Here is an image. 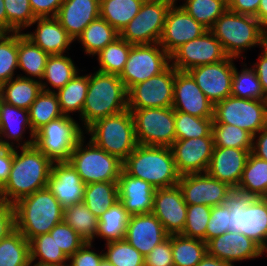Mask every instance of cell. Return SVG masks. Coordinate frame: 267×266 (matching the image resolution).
<instances>
[{"label": "cell", "instance_id": "1", "mask_svg": "<svg viewBox=\"0 0 267 266\" xmlns=\"http://www.w3.org/2000/svg\"><path fill=\"white\" fill-rule=\"evenodd\" d=\"M52 163L35 145L13 148L9 178L0 189V197L14 205L20 199L47 187Z\"/></svg>", "mask_w": 267, "mask_h": 266}, {"label": "cell", "instance_id": "2", "mask_svg": "<svg viewBox=\"0 0 267 266\" xmlns=\"http://www.w3.org/2000/svg\"><path fill=\"white\" fill-rule=\"evenodd\" d=\"M228 57L245 60L251 48L267 44V30L255 16L238 14L227 9L210 29ZM245 52V53H244Z\"/></svg>", "mask_w": 267, "mask_h": 266}, {"label": "cell", "instance_id": "3", "mask_svg": "<svg viewBox=\"0 0 267 266\" xmlns=\"http://www.w3.org/2000/svg\"><path fill=\"white\" fill-rule=\"evenodd\" d=\"M127 109V89L118 75L97 70L89 73L87 95L78 119L84 131L95 121Z\"/></svg>", "mask_w": 267, "mask_h": 266}, {"label": "cell", "instance_id": "4", "mask_svg": "<svg viewBox=\"0 0 267 266\" xmlns=\"http://www.w3.org/2000/svg\"><path fill=\"white\" fill-rule=\"evenodd\" d=\"M13 209L15 229L29 242L63 221L64 208L47 187L20 199Z\"/></svg>", "mask_w": 267, "mask_h": 266}, {"label": "cell", "instance_id": "5", "mask_svg": "<svg viewBox=\"0 0 267 266\" xmlns=\"http://www.w3.org/2000/svg\"><path fill=\"white\" fill-rule=\"evenodd\" d=\"M123 170L155 189L175 186L180 180L173 153L167 146L137 145L123 162Z\"/></svg>", "mask_w": 267, "mask_h": 266}, {"label": "cell", "instance_id": "6", "mask_svg": "<svg viewBox=\"0 0 267 266\" xmlns=\"http://www.w3.org/2000/svg\"><path fill=\"white\" fill-rule=\"evenodd\" d=\"M84 135L90 136L87 139L122 162L138 145L129 109L95 121L84 131Z\"/></svg>", "mask_w": 267, "mask_h": 266}, {"label": "cell", "instance_id": "7", "mask_svg": "<svg viewBox=\"0 0 267 266\" xmlns=\"http://www.w3.org/2000/svg\"><path fill=\"white\" fill-rule=\"evenodd\" d=\"M230 209V231L240 232L267 250V202L236 189L225 199Z\"/></svg>", "mask_w": 267, "mask_h": 266}, {"label": "cell", "instance_id": "8", "mask_svg": "<svg viewBox=\"0 0 267 266\" xmlns=\"http://www.w3.org/2000/svg\"><path fill=\"white\" fill-rule=\"evenodd\" d=\"M87 185L95 182L118 181L123 162L97 147L83 136L74 147L68 160Z\"/></svg>", "mask_w": 267, "mask_h": 266}, {"label": "cell", "instance_id": "9", "mask_svg": "<svg viewBox=\"0 0 267 266\" xmlns=\"http://www.w3.org/2000/svg\"><path fill=\"white\" fill-rule=\"evenodd\" d=\"M83 136L79 122L74 117L62 115L35 133L34 145L52 162L68 161Z\"/></svg>", "mask_w": 267, "mask_h": 266}, {"label": "cell", "instance_id": "10", "mask_svg": "<svg viewBox=\"0 0 267 266\" xmlns=\"http://www.w3.org/2000/svg\"><path fill=\"white\" fill-rule=\"evenodd\" d=\"M213 123L234 125L254 136L267 126V100L230 95L214 105Z\"/></svg>", "mask_w": 267, "mask_h": 266}, {"label": "cell", "instance_id": "11", "mask_svg": "<svg viewBox=\"0 0 267 266\" xmlns=\"http://www.w3.org/2000/svg\"><path fill=\"white\" fill-rule=\"evenodd\" d=\"M139 145L170 147L176 140L175 111L169 108L129 109Z\"/></svg>", "mask_w": 267, "mask_h": 266}, {"label": "cell", "instance_id": "12", "mask_svg": "<svg viewBox=\"0 0 267 266\" xmlns=\"http://www.w3.org/2000/svg\"><path fill=\"white\" fill-rule=\"evenodd\" d=\"M172 3L165 0H144L138 14L123 28L119 36L130 44L159 43Z\"/></svg>", "mask_w": 267, "mask_h": 266}, {"label": "cell", "instance_id": "13", "mask_svg": "<svg viewBox=\"0 0 267 266\" xmlns=\"http://www.w3.org/2000/svg\"><path fill=\"white\" fill-rule=\"evenodd\" d=\"M170 65V55L155 44L132 45L119 78L127 91L134 85L160 74Z\"/></svg>", "mask_w": 267, "mask_h": 266}, {"label": "cell", "instance_id": "14", "mask_svg": "<svg viewBox=\"0 0 267 266\" xmlns=\"http://www.w3.org/2000/svg\"><path fill=\"white\" fill-rule=\"evenodd\" d=\"M175 73L170 64L160 74L132 86L127 91L128 109L172 107Z\"/></svg>", "mask_w": 267, "mask_h": 266}, {"label": "cell", "instance_id": "15", "mask_svg": "<svg viewBox=\"0 0 267 266\" xmlns=\"http://www.w3.org/2000/svg\"><path fill=\"white\" fill-rule=\"evenodd\" d=\"M227 57L221 43L208 30L202 36L177 48L170 55V64L176 70L189 71L200 65L218 63Z\"/></svg>", "mask_w": 267, "mask_h": 266}, {"label": "cell", "instance_id": "16", "mask_svg": "<svg viewBox=\"0 0 267 266\" xmlns=\"http://www.w3.org/2000/svg\"><path fill=\"white\" fill-rule=\"evenodd\" d=\"M178 186L187 205L217 206L225 203L232 192L229 184L211 177L207 172L180 176Z\"/></svg>", "mask_w": 267, "mask_h": 266}, {"label": "cell", "instance_id": "17", "mask_svg": "<svg viewBox=\"0 0 267 266\" xmlns=\"http://www.w3.org/2000/svg\"><path fill=\"white\" fill-rule=\"evenodd\" d=\"M235 60L238 59L227 57L218 63L200 65L188 71L213 105L231 95Z\"/></svg>", "mask_w": 267, "mask_h": 266}, {"label": "cell", "instance_id": "18", "mask_svg": "<svg viewBox=\"0 0 267 266\" xmlns=\"http://www.w3.org/2000/svg\"><path fill=\"white\" fill-rule=\"evenodd\" d=\"M206 31L208 29L189 15L182 6L172 4L166 15L159 44L171 55L181 45L202 36Z\"/></svg>", "mask_w": 267, "mask_h": 266}, {"label": "cell", "instance_id": "19", "mask_svg": "<svg viewBox=\"0 0 267 266\" xmlns=\"http://www.w3.org/2000/svg\"><path fill=\"white\" fill-rule=\"evenodd\" d=\"M213 137L175 140L170 146L180 175L207 171L214 150Z\"/></svg>", "mask_w": 267, "mask_h": 266}, {"label": "cell", "instance_id": "20", "mask_svg": "<svg viewBox=\"0 0 267 266\" xmlns=\"http://www.w3.org/2000/svg\"><path fill=\"white\" fill-rule=\"evenodd\" d=\"M152 213L161 222L168 235L182 233L187 218V204L178 184L156 189Z\"/></svg>", "mask_w": 267, "mask_h": 266}, {"label": "cell", "instance_id": "21", "mask_svg": "<svg viewBox=\"0 0 267 266\" xmlns=\"http://www.w3.org/2000/svg\"><path fill=\"white\" fill-rule=\"evenodd\" d=\"M172 108L174 111L188 113L199 118H213L214 105L188 71L176 70Z\"/></svg>", "mask_w": 267, "mask_h": 266}, {"label": "cell", "instance_id": "22", "mask_svg": "<svg viewBox=\"0 0 267 266\" xmlns=\"http://www.w3.org/2000/svg\"><path fill=\"white\" fill-rule=\"evenodd\" d=\"M206 245L208 255L232 264L265 256V251L256 242L240 232L227 231L209 240Z\"/></svg>", "mask_w": 267, "mask_h": 266}, {"label": "cell", "instance_id": "23", "mask_svg": "<svg viewBox=\"0 0 267 266\" xmlns=\"http://www.w3.org/2000/svg\"><path fill=\"white\" fill-rule=\"evenodd\" d=\"M28 132L29 138L25 137ZM34 141L35 134L32 131L28 110L0 100V144L22 148L33 146Z\"/></svg>", "mask_w": 267, "mask_h": 266}, {"label": "cell", "instance_id": "24", "mask_svg": "<svg viewBox=\"0 0 267 266\" xmlns=\"http://www.w3.org/2000/svg\"><path fill=\"white\" fill-rule=\"evenodd\" d=\"M85 186L68 161L52 163L47 188L63 208L83 202Z\"/></svg>", "mask_w": 267, "mask_h": 266}, {"label": "cell", "instance_id": "25", "mask_svg": "<svg viewBox=\"0 0 267 266\" xmlns=\"http://www.w3.org/2000/svg\"><path fill=\"white\" fill-rule=\"evenodd\" d=\"M31 27L35 28L33 32L26 30L24 36L49 55H63L71 50L74 40L56 17H38L28 28L31 30Z\"/></svg>", "mask_w": 267, "mask_h": 266}, {"label": "cell", "instance_id": "26", "mask_svg": "<svg viewBox=\"0 0 267 266\" xmlns=\"http://www.w3.org/2000/svg\"><path fill=\"white\" fill-rule=\"evenodd\" d=\"M168 236L153 213L130 215L125 239L144 257Z\"/></svg>", "mask_w": 267, "mask_h": 266}, {"label": "cell", "instance_id": "27", "mask_svg": "<svg viewBox=\"0 0 267 266\" xmlns=\"http://www.w3.org/2000/svg\"><path fill=\"white\" fill-rule=\"evenodd\" d=\"M250 153L246 149L214 147L206 172L236 189Z\"/></svg>", "mask_w": 267, "mask_h": 266}, {"label": "cell", "instance_id": "28", "mask_svg": "<svg viewBox=\"0 0 267 266\" xmlns=\"http://www.w3.org/2000/svg\"><path fill=\"white\" fill-rule=\"evenodd\" d=\"M117 183L119 201L130 215L152 213L156 189L151 184L124 170Z\"/></svg>", "mask_w": 267, "mask_h": 266}, {"label": "cell", "instance_id": "29", "mask_svg": "<svg viewBox=\"0 0 267 266\" xmlns=\"http://www.w3.org/2000/svg\"><path fill=\"white\" fill-rule=\"evenodd\" d=\"M99 8L100 0H64L56 18L76 43L83 30L100 17Z\"/></svg>", "mask_w": 267, "mask_h": 266}, {"label": "cell", "instance_id": "30", "mask_svg": "<svg viewBox=\"0 0 267 266\" xmlns=\"http://www.w3.org/2000/svg\"><path fill=\"white\" fill-rule=\"evenodd\" d=\"M49 56L25 37L23 32H18V73L20 70L23 73L18 74L19 77L41 81Z\"/></svg>", "mask_w": 267, "mask_h": 266}, {"label": "cell", "instance_id": "31", "mask_svg": "<svg viewBox=\"0 0 267 266\" xmlns=\"http://www.w3.org/2000/svg\"><path fill=\"white\" fill-rule=\"evenodd\" d=\"M80 69L75 65L69 53L50 55L47 59L41 88L44 91L56 92L69 82Z\"/></svg>", "mask_w": 267, "mask_h": 266}, {"label": "cell", "instance_id": "32", "mask_svg": "<svg viewBox=\"0 0 267 266\" xmlns=\"http://www.w3.org/2000/svg\"><path fill=\"white\" fill-rule=\"evenodd\" d=\"M81 72L83 70L77 72L69 82L55 92L63 115L73 117L78 113L77 116L80 117L82 114L89 86V73L83 75Z\"/></svg>", "mask_w": 267, "mask_h": 266}, {"label": "cell", "instance_id": "33", "mask_svg": "<svg viewBox=\"0 0 267 266\" xmlns=\"http://www.w3.org/2000/svg\"><path fill=\"white\" fill-rule=\"evenodd\" d=\"M42 91L39 80L15 77L0 85V97L12 106L29 109Z\"/></svg>", "mask_w": 267, "mask_h": 266}, {"label": "cell", "instance_id": "34", "mask_svg": "<svg viewBox=\"0 0 267 266\" xmlns=\"http://www.w3.org/2000/svg\"><path fill=\"white\" fill-rule=\"evenodd\" d=\"M118 37L119 32L107 21L99 17L83 30L76 41L81 44L85 56L94 57Z\"/></svg>", "mask_w": 267, "mask_h": 266}, {"label": "cell", "instance_id": "35", "mask_svg": "<svg viewBox=\"0 0 267 266\" xmlns=\"http://www.w3.org/2000/svg\"><path fill=\"white\" fill-rule=\"evenodd\" d=\"M236 190L256 198L266 197L267 161L250 153Z\"/></svg>", "mask_w": 267, "mask_h": 266}, {"label": "cell", "instance_id": "36", "mask_svg": "<svg viewBox=\"0 0 267 266\" xmlns=\"http://www.w3.org/2000/svg\"><path fill=\"white\" fill-rule=\"evenodd\" d=\"M130 214L123 204L117 201L109 207L98 219V232L95 237L104 239L105 243L125 239Z\"/></svg>", "mask_w": 267, "mask_h": 266}, {"label": "cell", "instance_id": "37", "mask_svg": "<svg viewBox=\"0 0 267 266\" xmlns=\"http://www.w3.org/2000/svg\"><path fill=\"white\" fill-rule=\"evenodd\" d=\"M117 182H95L85 186L83 203L97 218L119 201Z\"/></svg>", "mask_w": 267, "mask_h": 266}, {"label": "cell", "instance_id": "38", "mask_svg": "<svg viewBox=\"0 0 267 266\" xmlns=\"http://www.w3.org/2000/svg\"><path fill=\"white\" fill-rule=\"evenodd\" d=\"M144 0H100V17L119 33L138 14Z\"/></svg>", "mask_w": 267, "mask_h": 266}, {"label": "cell", "instance_id": "39", "mask_svg": "<svg viewBox=\"0 0 267 266\" xmlns=\"http://www.w3.org/2000/svg\"><path fill=\"white\" fill-rule=\"evenodd\" d=\"M30 242L14 229L0 241V266H30Z\"/></svg>", "mask_w": 267, "mask_h": 266}, {"label": "cell", "instance_id": "40", "mask_svg": "<svg viewBox=\"0 0 267 266\" xmlns=\"http://www.w3.org/2000/svg\"><path fill=\"white\" fill-rule=\"evenodd\" d=\"M63 220L77 232L85 242L95 241L99 219L83 203L64 208Z\"/></svg>", "mask_w": 267, "mask_h": 266}, {"label": "cell", "instance_id": "41", "mask_svg": "<svg viewBox=\"0 0 267 266\" xmlns=\"http://www.w3.org/2000/svg\"><path fill=\"white\" fill-rule=\"evenodd\" d=\"M30 261L39 266H62L68 264V257L57 246L52 235L46 233L30 241Z\"/></svg>", "mask_w": 267, "mask_h": 266}, {"label": "cell", "instance_id": "42", "mask_svg": "<svg viewBox=\"0 0 267 266\" xmlns=\"http://www.w3.org/2000/svg\"><path fill=\"white\" fill-rule=\"evenodd\" d=\"M132 45L120 36L109 43L94 56L95 59L97 58L99 65L97 71L120 76L128 60Z\"/></svg>", "mask_w": 267, "mask_h": 266}, {"label": "cell", "instance_id": "43", "mask_svg": "<svg viewBox=\"0 0 267 266\" xmlns=\"http://www.w3.org/2000/svg\"><path fill=\"white\" fill-rule=\"evenodd\" d=\"M174 266H196L207 254L206 242L182 235H171Z\"/></svg>", "mask_w": 267, "mask_h": 266}, {"label": "cell", "instance_id": "44", "mask_svg": "<svg viewBox=\"0 0 267 266\" xmlns=\"http://www.w3.org/2000/svg\"><path fill=\"white\" fill-rule=\"evenodd\" d=\"M32 131L35 134L50 121L61 117L59 101L55 92L42 90L28 109Z\"/></svg>", "mask_w": 267, "mask_h": 266}, {"label": "cell", "instance_id": "45", "mask_svg": "<svg viewBox=\"0 0 267 266\" xmlns=\"http://www.w3.org/2000/svg\"><path fill=\"white\" fill-rule=\"evenodd\" d=\"M245 62L241 61L240 71L234 67L231 95L244 99L267 100L255 71Z\"/></svg>", "mask_w": 267, "mask_h": 266}, {"label": "cell", "instance_id": "46", "mask_svg": "<svg viewBox=\"0 0 267 266\" xmlns=\"http://www.w3.org/2000/svg\"><path fill=\"white\" fill-rule=\"evenodd\" d=\"M179 5L208 30L228 9L227 0H182V4Z\"/></svg>", "mask_w": 267, "mask_h": 266}, {"label": "cell", "instance_id": "47", "mask_svg": "<svg viewBox=\"0 0 267 266\" xmlns=\"http://www.w3.org/2000/svg\"><path fill=\"white\" fill-rule=\"evenodd\" d=\"M212 135L215 147L252 151L253 136L237 126L225 123H212Z\"/></svg>", "mask_w": 267, "mask_h": 266}, {"label": "cell", "instance_id": "48", "mask_svg": "<svg viewBox=\"0 0 267 266\" xmlns=\"http://www.w3.org/2000/svg\"><path fill=\"white\" fill-rule=\"evenodd\" d=\"M17 70L18 32L0 33V85L18 77Z\"/></svg>", "mask_w": 267, "mask_h": 266}, {"label": "cell", "instance_id": "49", "mask_svg": "<svg viewBox=\"0 0 267 266\" xmlns=\"http://www.w3.org/2000/svg\"><path fill=\"white\" fill-rule=\"evenodd\" d=\"M213 118H199L188 113L175 111L176 140L213 137Z\"/></svg>", "mask_w": 267, "mask_h": 266}, {"label": "cell", "instance_id": "50", "mask_svg": "<svg viewBox=\"0 0 267 266\" xmlns=\"http://www.w3.org/2000/svg\"><path fill=\"white\" fill-rule=\"evenodd\" d=\"M104 258L113 266H144V256L126 239L104 244Z\"/></svg>", "mask_w": 267, "mask_h": 266}, {"label": "cell", "instance_id": "51", "mask_svg": "<svg viewBox=\"0 0 267 266\" xmlns=\"http://www.w3.org/2000/svg\"><path fill=\"white\" fill-rule=\"evenodd\" d=\"M7 15V33L24 32L36 19L29 0H3Z\"/></svg>", "mask_w": 267, "mask_h": 266}, {"label": "cell", "instance_id": "52", "mask_svg": "<svg viewBox=\"0 0 267 266\" xmlns=\"http://www.w3.org/2000/svg\"><path fill=\"white\" fill-rule=\"evenodd\" d=\"M211 206L187 205V218L180 235L206 242V229L210 219Z\"/></svg>", "mask_w": 267, "mask_h": 266}, {"label": "cell", "instance_id": "53", "mask_svg": "<svg viewBox=\"0 0 267 266\" xmlns=\"http://www.w3.org/2000/svg\"><path fill=\"white\" fill-rule=\"evenodd\" d=\"M57 246L69 258L85 241L64 220L55 225L49 232Z\"/></svg>", "mask_w": 267, "mask_h": 266}, {"label": "cell", "instance_id": "54", "mask_svg": "<svg viewBox=\"0 0 267 266\" xmlns=\"http://www.w3.org/2000/svg\"><path fill=\"white\" fill-rule=\"evenodd\" d=\"M230 231V209L224 203L211 207L210 219L206 229V243Z\"/></svg>", "mask_w": 267, "mask_h": 266}, {"label": "cell", "instance_id": "55", "mask_svg": "<svg viewBox=\"0 0 267 266\" xmlns=\"http://www.w3.org/2000/svg\"><path fill=\"white\" fill-rule=\"evenodd\" d=\"M93 242H85L71 257L68 258L69 266H100L104 259L103 250L96 251ZM100 252V253H99Z\"/></svg>", "mask_w": 267, "mask_h": 266}, {"label": "cell", "instance_id": "56", "mask_svg": "<svg viewBox=\"0 0 267 266\" xmlns=\"http://www.w3.org/2000/svg\"><path fill=\"white\" fill-rule=\"evenodd\" d=\"M144 266H174L172 256L171 235L155 246L144 257Z\"/></svg>", "mask_w": 267, "mask_h": 266}, {"label": "cell", "instance_id": "57", "mask_svg": "<svg viewBox=\"0 0 267 266\" xmlns=\"http://www.w3.org/2000/svg\"><path fill=\"white\" fill-rule=\"evenodd\" d=\"M14 229L13 204L0 197V241Z\"/></svg>", "mask_w": 267, "mask_h": 266}, {"label": "cell", "instance_id": "58", "mask_svg": "<svg viewBox=\"0 0 267 266\" xmlns=\"http://www.w3.org/2000/svg\"><path fill=\"white\" fill-rule=\"evenodd\" d=\"M31 10L36 18L56 17L64 0H29Z\"/></svg>", "mask_w": 267, "mask_h": 266}, {"label": "cell", "instance_id": "59", "mask_svg": "<svg viewBox=\"0 0 267 266\" xmlns=\"http://www.w3.org/2000/svg\"><path fill=\"white\" fill-rule=\"evenodd\" d=\"M249 65L255 71L264 96L267 98V44L261 48V53H259L256 62L250 63Z\"/></svg>", "mask_w": 267, "mask_h": 266}, {"label": "cell", "instance_id": "60", "mask_svg": "<svg viewBox=\"0 0 267 266\" xmlns=\"http://www.w3.org/2000/svg\"><path fill=\"white\" fill-rule=\"evenodd\" d=\"M13 161V148L0 144V189L9 178Z\"/></svg>", "mask_w": 267, "mask_h": 266}, {"label": "cell", "instance_id": "61", "mask_svg": "<svg viewBox=\"0 0 267 266\" xmlns=\"http://www.w3.org/2000/svg\"><path fill=\"white\" fill-rule=\"evenodd\" d=\"M228 9L238 14L255 16L259 9L260 0H227Z\"/></svg>", "mask_w": 267, "mask_h": 266}, {"label": "cell", "instance_id": "62", "mask_svg": "<svg viewBox=\"0 0 267 266\" xmlns=\"http://www.w3.org/2000/svg\"><path fill=\"white\" fill-rule=\"evenodd\" d=\"M251 153L267 161V126L253 136Z\"/></svg>", "mask_w": 267, "mask_h": 266}, {"label": "cell", "instance_id": "63", "mask_svg": "<svg viewBox=\"0 0 267 266\" xmlns=\"http://www.w3.org/2000/svg\"><path fill=\"white\" fill-rule=\"evenodd\" d=\"M196 266H235V264L206 254Z\"/></svg>", "mask_w": 267, "mask_h": 266}, {"label": "cell", "instance_id": "64", "mask_svg": "<svg viewBox=\"0 0 267 266\" xmlns=\"http://www.w3.org/2000/svg\"><path fill=\"white\" fill-rule=\"evenodd\" d=\"M255 17L261 25L267 30V0H260L259 9Z\"/></svg>", "mask_w": 267, "mask_h": 266}, {"label": "cell", "instance_id": "65", "mask_svg": "<svg viewBox=\"0 0 267 266\" xmlns=\"http://www.w3.org/2000/svg\"><path fill=\"white\" fill-rule=\"evenodd\" d=\"M0 33H7V15L3 0H0Z\"/></svg>", "mask_w": 267, "mask_h": 266}, {"label": "cell", "instance_id": "66", "mask_svg": "<svg viewBox=\"0 0 267 266\" xmlns=\"http://www.w3.org/2000/svg\"><path fill=\"white\" fill-rule=\"evenodd\" d=\"M100 266H113V265L104 258L100 263Z\"/></svg>", "mask_w": 267, "mask_h": 266}, {"label": "cell", "instance_id": "67", "mask_svg": "<svg viewBox=\"0 0 267 266\" xmlns=\"http://www.w3.org/2000/svg\"><path fill=\"white\" fill-rule=\"evenodd\" d=\"M165 1H168V2H170L172 4H178L181 0H165Z\"/></svg>", "mask_w": 267, "mask_h": 266}, {"label": "cell", "instance_id": "68", "mask_svg": "<svg viewBox=\"0 0 267 266\" xmlns=\"http://www.w3.org/2000/svg\"><path fill=\"white\" fill-rule=\"evenodd\" d=\"M30 266H39V265H36V264H30ZM62 266H69V265L66 264V265H62Z\"/></svg>", "mask_w": 267, "mask_h": 266}]
</instances>
